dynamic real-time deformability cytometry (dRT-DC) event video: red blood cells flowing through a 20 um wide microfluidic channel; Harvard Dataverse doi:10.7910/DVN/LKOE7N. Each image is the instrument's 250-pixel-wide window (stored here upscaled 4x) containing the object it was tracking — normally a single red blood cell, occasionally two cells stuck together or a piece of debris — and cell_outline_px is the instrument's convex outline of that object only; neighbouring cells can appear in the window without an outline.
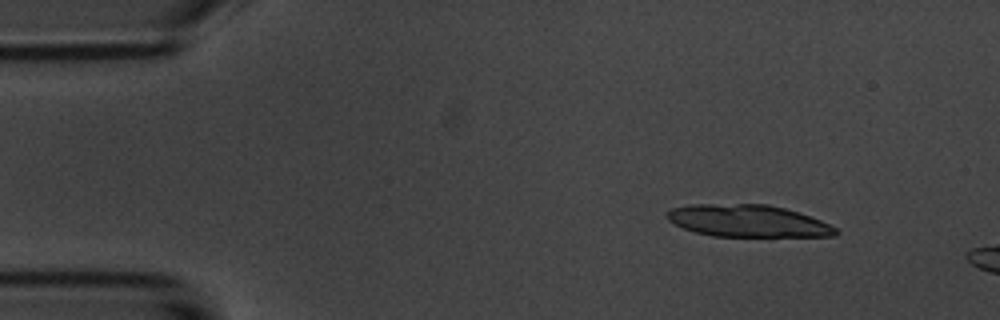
{"species": "common noctule bat (a hibernating species)", "species_latin": "Nyctalus noctula", "temperature_condition": "room temperature", "stored_images_in_passage": 13, "camera_frame_rate_fps": 3000, "um_per_image_px": 0.085, "animal": {"sex": "male", "body_mass_g": 20.1, "forearm_length_mm": 53.5}, "frame": {"image": 1, "passage_image": 6, "time_ms": 1.667, "image_size_px": [1000, 320], "cell_outline_px": [[840, 232], [836, 236], [712, 236], [696, 232], [684, 228], [668, 220], [668, 212], [672, 208], [692, 204], [768, 204], [784, 208], [820, 220], [836, 228]], "centroid_in_image_um": [63.58, 18.78], "position_along_channel_um": 21.4, "area_um2": 31.21}}